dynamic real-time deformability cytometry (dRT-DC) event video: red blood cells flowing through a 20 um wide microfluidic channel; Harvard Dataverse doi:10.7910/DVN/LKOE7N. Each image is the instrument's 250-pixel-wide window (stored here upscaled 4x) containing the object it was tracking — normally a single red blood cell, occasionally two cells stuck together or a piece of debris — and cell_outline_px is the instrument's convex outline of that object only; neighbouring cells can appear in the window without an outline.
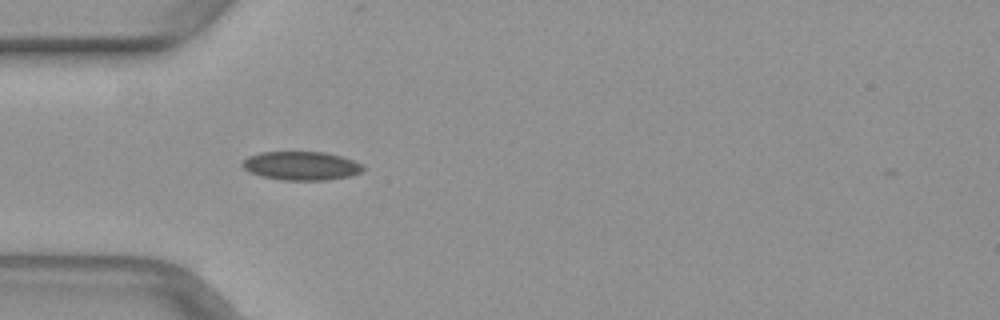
{"species": "common noctule bat (a hibernating species)", "species_latin": "Nyctalus noctula", "temperature_condition": "warm", "stored_images_in_passage": 35, "camera_frame_rate_fps": 3000, "um_per_image_px": 0.085, "animal": {"sex": "female", "body_mass_g": 29.2, "forearm_length_mm": 56.3}, "frame": {"image": 1, "passage_image": 1, "time_ms": 0.0, "image_size_px": [1000, 320], "cell_outline_px": [[364, 168], [360, 172], [352, 176], [324, 180], [284, 180], [260, 176], [248, 172], [240, 164], [248, 156], [260, 152], [324, 152], [340, 156], [364, 164]], "centroid_in_image_um": [25.59, 14.09], "position_along_channel_um": 59.4, "area_um2": 20.23}}
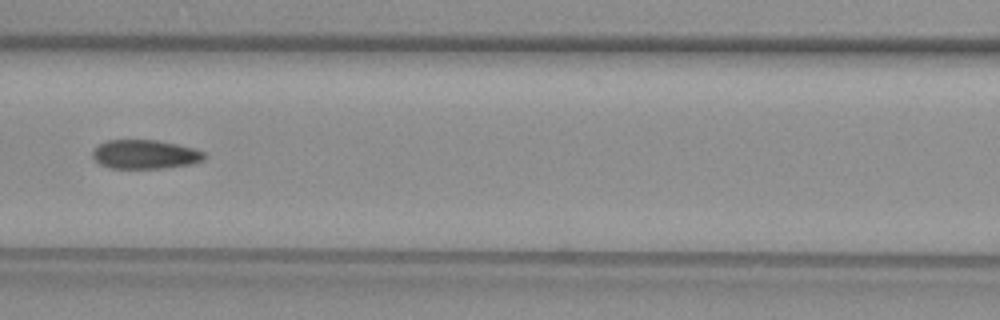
{"frame": {"image": 2, "passage_image": 8, "time_ms": 2.333, "image_size_px": [1000, 320], "cell_outline_px": [[208, 156], [204, 160], [192, 164], [164, 168], [108, 168], [100, 164], [92, 156], [92, 152], [100, 144], [108, 140], [156, 140], [196, 148], [204, 152]], "centroid_in_image_um": [12.38, 13.12], "position_along_channel_um": 154.2, "area_um2": 18.96}}
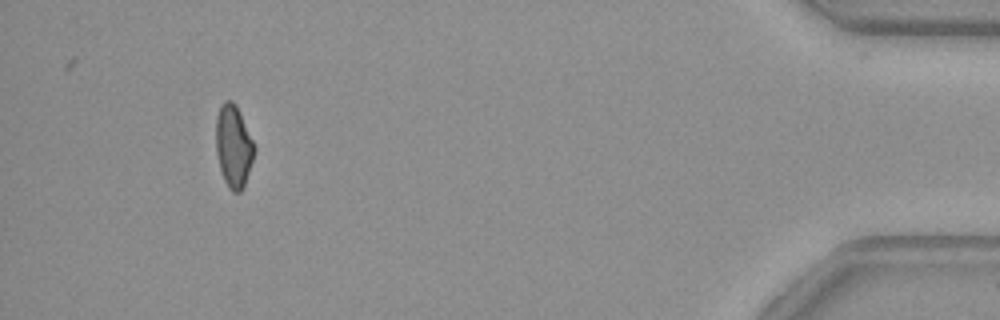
{"frame": {"image": 3, "passage_image": 32, "time_ms": 10.333, "image_size_px": [1000, 320], "cell_outline_px": [[256, 148], [244, 188], [240, 192], [232, 192], [228, 188], [224, 180], [220, 168], [216, 152], [216, 116], [220, 104], [224, 100], [232, 100], [236, 104]], "centroid_in_image_um": [19.84, 12.42], "position_along_channel_um": 415.4, "area_um2": 18.55}}